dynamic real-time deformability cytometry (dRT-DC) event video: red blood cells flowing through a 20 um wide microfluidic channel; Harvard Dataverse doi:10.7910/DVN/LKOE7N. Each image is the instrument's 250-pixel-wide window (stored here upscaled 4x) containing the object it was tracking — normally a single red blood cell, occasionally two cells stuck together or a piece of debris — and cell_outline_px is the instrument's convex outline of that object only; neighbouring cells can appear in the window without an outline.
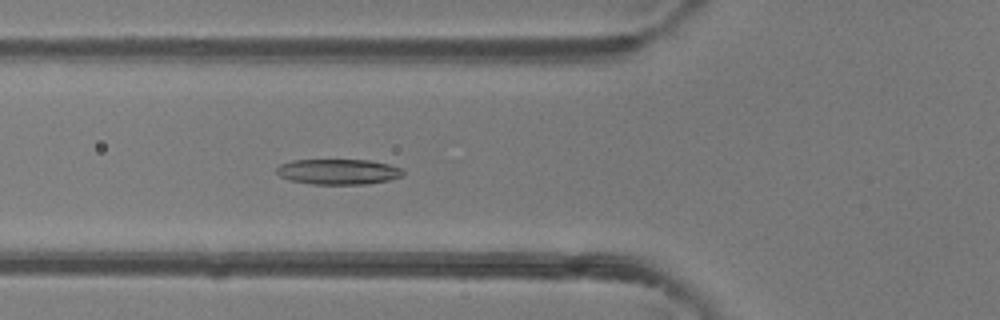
{"species": "common noctule bat (a hibernating species)", "species_latin": "Nyctalus noctula", "temperature_condition": "room temperature", "stored_images_in_passage": 35, "camera_frame_rate_fps": 3000, "um_per_image_px": 0.085, "animal": {"sex": "female"}, "frame": {"image": 1, "passage_image": 5, "time_ms": 1.333, "image_size_px": [1000, 320], "cell_outline_px": [[404, 176], [388, 180], [368, 184], [312, 184], [288, 180], [280, 176], [276, 172], [276, 168], [280, 164], [292, 160], [368, 160], [388, 164], [404, 168]], "centroid_in_image_um": [28.77, 14.6], "position_along_channel_um": 97.0, "area_um2": 18.9}}
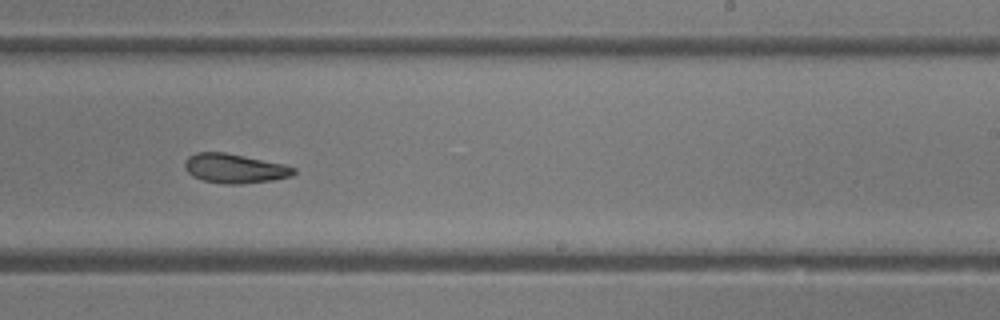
{"frame": {"image": 2, "passage_image": 17, "time_ms": 5.333, "image_size_px": [1000, 320], "cell_outline_px": [[296, 172], [292, 176], [272, 180], [240, 184], [224, 184], [204, 180], [192, 176], [184, 168], [184, 164], [188, 156], [196, 152], [224, 152], [284, 164], [296, 168]], "centroid_in_image_um": [19.94, 14.31], "position_along_channel_um": 269.1, "area_um2": 18.61}}
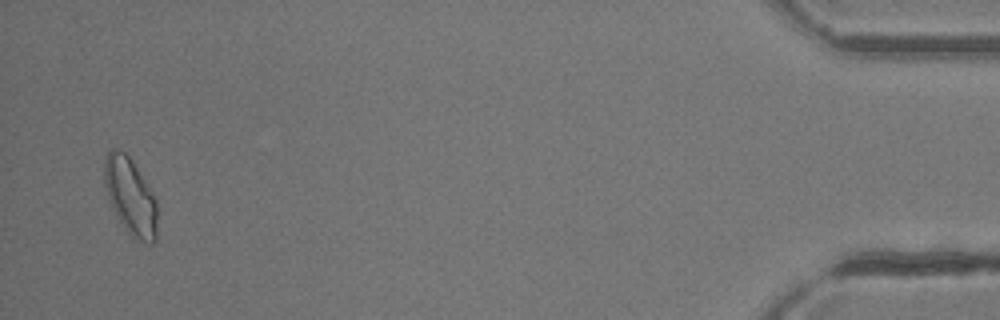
{"frame": {"image": 3, "passage_image": 34, "time_ms": 11.0, "image_size_px": [1000, 320], "cell_outline_px": [[156, 240], [152, 244], [132, 240], [116, 216], [108, 196], [104, 184], [104, 160], [108, 148], [120, 148], [132, 160], [152, 192], [156, 200]], "centroid_in_image_um": [11.07, 16.7], "position_along_channel_um": 424.1, "area_um2": 23.99}, "authors_computed_cell_mechanics": {"area_um2": 19.363, "velocity_mm_per_s": 4.2904, "shape_relaxation_time_tau1_ms": 3.9164, "shape_relaxation_time_tau2_ms": 3.7936, "deformation_change_tau1": 0.1319, "deformation_change_tau2": 0.1237}}